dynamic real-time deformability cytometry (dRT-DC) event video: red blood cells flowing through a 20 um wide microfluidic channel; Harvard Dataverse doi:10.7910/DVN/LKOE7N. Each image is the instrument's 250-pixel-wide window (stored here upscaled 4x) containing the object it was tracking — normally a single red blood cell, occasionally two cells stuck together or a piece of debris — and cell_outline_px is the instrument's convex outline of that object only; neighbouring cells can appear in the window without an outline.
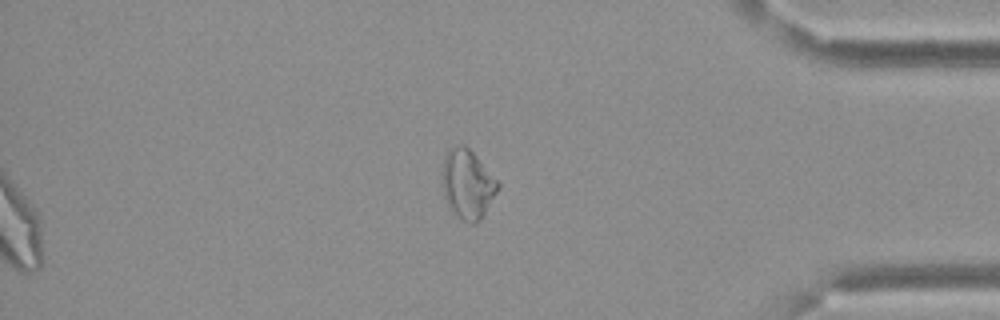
{"species": "Egyptian fruit bat (a non-hibernating species)", "species_latin": "Rousettus aegyptiacus", "temperature_condition": "cold", "stored_images_in_passage": 61, "camera_frame_rate_fps": 3000, "um_per_image_px": 0.085, "frame": {"image": 1, "passage_image": 61, "time_ms": 20.0, "image_size_px": [1000, 320], "cell_outline_px": [[500, 188], [480, 220], [472, 224], [456, 216], [448, 208], [444, 196], [444, 156], [448, 148], [460, 144], [464, 144], [472, 152], [500, 184]], "centroid_in_image_um": [39.74, 15.67], "position_along_channel_um": 395.5, "area_um2": 22.08}, "authors_computed_cell_mechanics": {"area_um2": 29.8826, "velocity_mm_per_s": 3.3366, "shape_relaxation_time_tau1_ms": null, "shape_relaxation_time_tau2_ms": 4.7653, "deformation_change_tau1": null, "deformation_change_tau2": 0.0882}}